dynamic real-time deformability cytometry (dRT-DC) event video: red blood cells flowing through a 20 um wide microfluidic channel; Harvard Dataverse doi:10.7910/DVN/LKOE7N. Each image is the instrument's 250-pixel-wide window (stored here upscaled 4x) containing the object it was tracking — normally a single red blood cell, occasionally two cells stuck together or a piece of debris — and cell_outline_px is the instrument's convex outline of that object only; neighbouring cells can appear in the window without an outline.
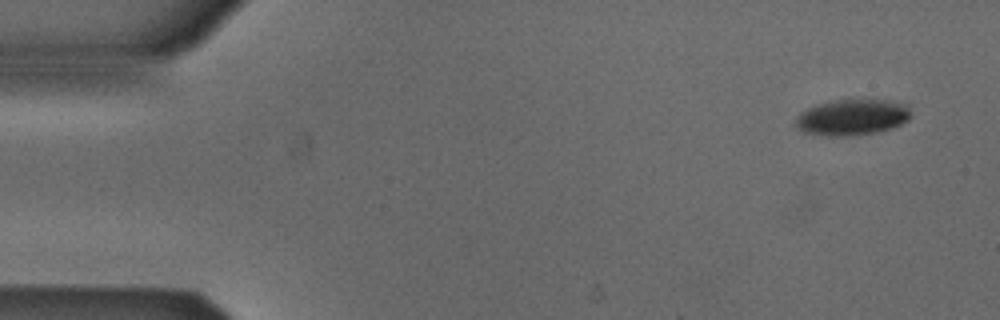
{"species": "Egyptian fruit bat (a non-hibernating species)", "species_latin": "Rousettus aegyptiacus", "temperature_condition": "cold", "stored_images_in_passage": 5, "camera_frame_rate_fps": 3000, "um_per_image_px": 0.085, "animal": {"sex": "male"}, "frame": {"image": 1, "passage_image": 1, "time_ms": 0.0, "image_size_px": [1000, 320], "cell_outline_px": [[912, 116], [908, 120], [892, 128], [876, 132], [848, 136], [828, 136], [804, 132], [796, 128], [796, 116], [800, 112], [816, 104], [836, 100], [888, 100], [904, 104], [908, 108]], "centroid_in_image_um": [72.41, 9.97], "position_along_channel_um": 12.6, "area_um2": 24.1}}
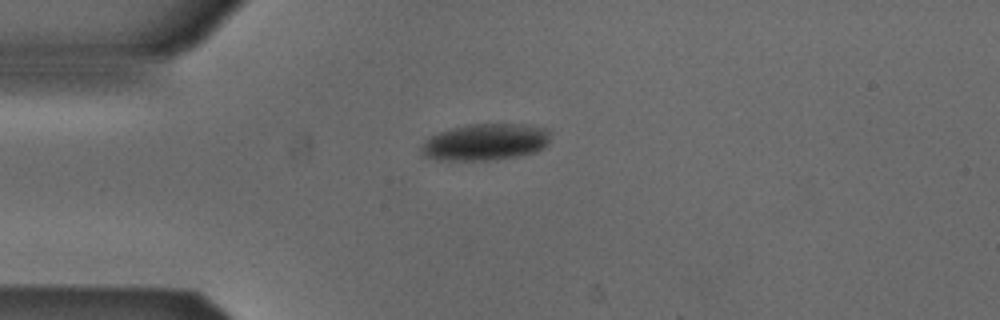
{"frame": {"image": 2, "passage_image": 3, "time_ms": 0.667, "image_size_px": [1000, 320], "cell_outline_px": [[548, 144], [544, 148], [536, 152], [516, 156], [488, 160], [436, 160], [424, 156], [420, 148], [436, 132], [468, 124], [524, 124], [548, 128]], "centroid_in_image_um": [41.27, 12.07], "position_along_channel_um": 43.7, "area_um2": 27.51}}
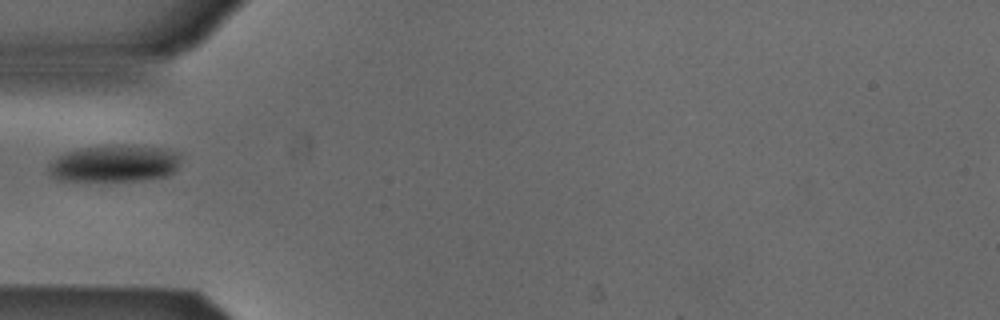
{"frame": {"image": 3, "passage_image": 4, "time_ms": 1.0, "image_size_px": [1000, 320], "cell_outline_px": [[180, 164], [168, 176], [140, 180], [60, 180], [48, 176], [48, 164], [56, 156], [64, 152], [80, 148], [104, 144], [124, 144], [164, 148], [180, 152]], "centroid_in_image_um": [9.71, 13.86], "position_along_channel_um": 75.3, "area_um2": 29.07}}